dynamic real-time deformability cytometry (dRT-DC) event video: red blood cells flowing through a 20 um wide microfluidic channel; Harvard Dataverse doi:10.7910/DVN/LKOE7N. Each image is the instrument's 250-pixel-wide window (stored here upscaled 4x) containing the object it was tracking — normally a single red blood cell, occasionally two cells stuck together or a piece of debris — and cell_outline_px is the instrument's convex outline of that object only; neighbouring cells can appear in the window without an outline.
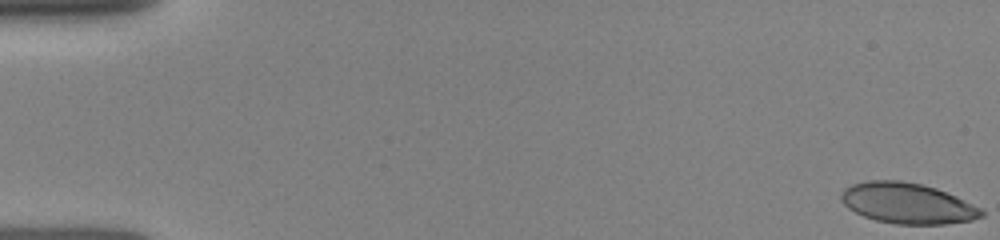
{"species": "human", "species_latin": "Homo sapiens", "temperature_condition": "room temperature", "stored_images_in_passage": 35, "camera_frame_rate_fps": 3000, "um_per_image_px": 0.085, "donor": {"sex": "female"}, "frame": {"image": 1, "passage_image": 1, "time_ms": 0.0, "image_size_px": [1000, 240], "cell_outline_px": [[984, 216], [972, 220], [944, 224], [896, 224], [876, 220], [864, 216], [848, 208], [840, 200], [840, 192], [844, 188], [852, 184], [868, 180], [900, 180], [920, 184], [936, 188], [956, 196], [980, 208], [984, 212]], "centroid_in_image_um": [77.1, 17.27], "position_along_channel_um": 7.9, "area_um2": 33.23}}
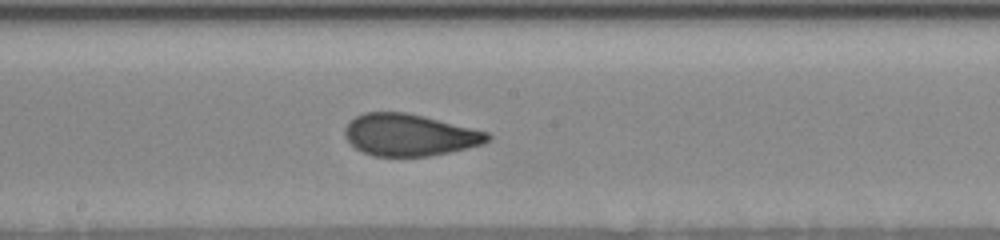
{"frame": {"image": 2, "passage_image": 19, "time_ms": 8.667, "image_size_px": [1000, 240], "cell_outline_px": [[492, 136], [484, 144], [448, 152], [428, 156], [372, 156], [356, 148], [344, 136], [344, 128], [356, 116], [364, 112], [404, 112], [424, 116], [488, 132]], "centroid_in_image_um": [34.8, 11.47], "position_along_channel_um": 213.4, "area_um2": 34.62}}
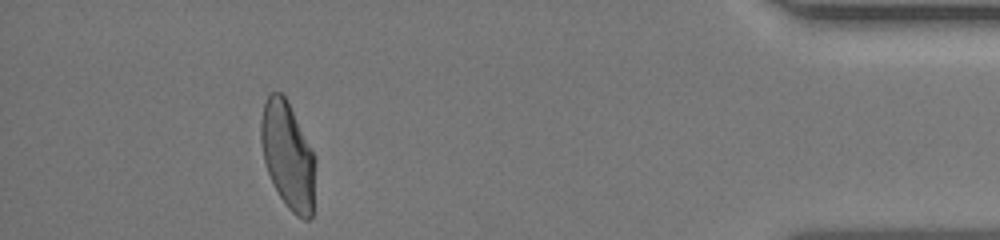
{"frame": {"image": 3, "passage_image": 32, "time_ms": 14.667, "image_size_px": [1000, 240], "cell_outline_px": [[316, 160], [312, 216], [308, 220], [304, 220], [296, 216], [284, 204], [268, 172], [264, 160], [260, 140], [260, 120], [264, 104], [268, 96], [272, 92], [280, 92], [288, 100], [316, 156]], "centroid_in_image_um": [24.49, 13.21], "position_along_channel_um": 410.7, "area_um2": 34.16}}